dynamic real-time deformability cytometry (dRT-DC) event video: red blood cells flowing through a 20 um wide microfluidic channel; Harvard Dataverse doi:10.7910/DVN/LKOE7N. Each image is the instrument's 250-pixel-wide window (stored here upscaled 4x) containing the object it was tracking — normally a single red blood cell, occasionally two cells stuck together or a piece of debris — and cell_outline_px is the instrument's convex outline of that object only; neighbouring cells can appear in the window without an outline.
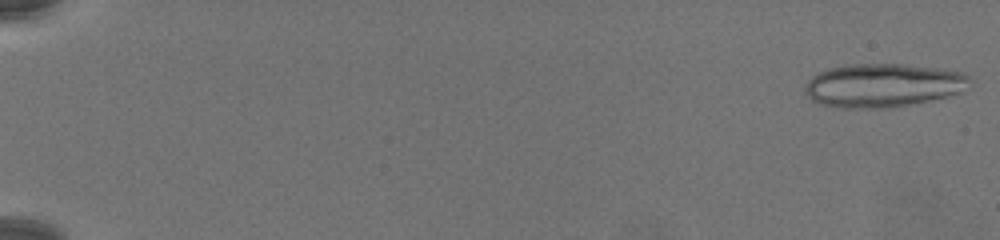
{"species": "common noctule bat (a hibernating species)", "species_latin": "Nyctalus noctula", "temperature_condition": "warm", "stored_images_in_passage": 29, "camera_frame_rate_fps": 3000, "um_per_image_px": 0.085, "animal": {"sex": "female", "body_mass_g": 19.5, "forearm_length_mm": 54.1}, "frame": {"image": 1, "passage_image": 1, "time_ms": 0.0, "image_size_px": [1000, 240], "cell_outline_px": [[972, 84], [960, 92], [948, 96], [892, 108], [840, 108], [820, 104], [812, 100], [804, 92], [804, 84], [816, 72], [828, 68], [848, 64], [904, 64], [936, 68], [964, 72], [972, 80]], "centroid_in_image_um": [75.03, 7.25], "position_along_channel_um": 10.0, "area_um2": 42.31}}